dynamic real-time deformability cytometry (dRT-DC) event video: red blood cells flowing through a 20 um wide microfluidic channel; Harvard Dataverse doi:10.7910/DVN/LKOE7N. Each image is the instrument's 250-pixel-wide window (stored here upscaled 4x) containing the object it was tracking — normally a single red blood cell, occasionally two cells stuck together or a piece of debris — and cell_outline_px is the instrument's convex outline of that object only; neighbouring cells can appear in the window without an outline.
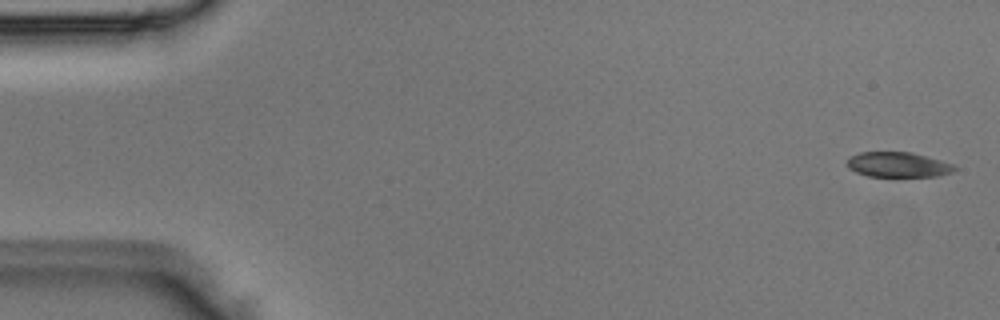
{"species": "Egyptian fruit bat (a non-hibernating species)", "species_latin": "Rousettus aegyptiacus", "temperature_condition": "room temperature", "stored_images_in_passage": 4, "camera_frame_rate_fps": 3000, "um_per_image_px": 0.085, "animal": {"sex": "male"}, "frame": {"image": 1, "passage_image": 1, "time_ms": 0.0, "image_size_px": [1000, 320], "cell_outline_px": [[956, 168], [952, 172], [936, 176], [868, 176], [856, 172], [848, 168], [848, 156], [860, 152], [912, 152], [940, 160], [952, 164]], "centroid_in_image_um": [76.29, 13.99], "position_along_channel_um": 8.7, "area_um2": 15.55}}